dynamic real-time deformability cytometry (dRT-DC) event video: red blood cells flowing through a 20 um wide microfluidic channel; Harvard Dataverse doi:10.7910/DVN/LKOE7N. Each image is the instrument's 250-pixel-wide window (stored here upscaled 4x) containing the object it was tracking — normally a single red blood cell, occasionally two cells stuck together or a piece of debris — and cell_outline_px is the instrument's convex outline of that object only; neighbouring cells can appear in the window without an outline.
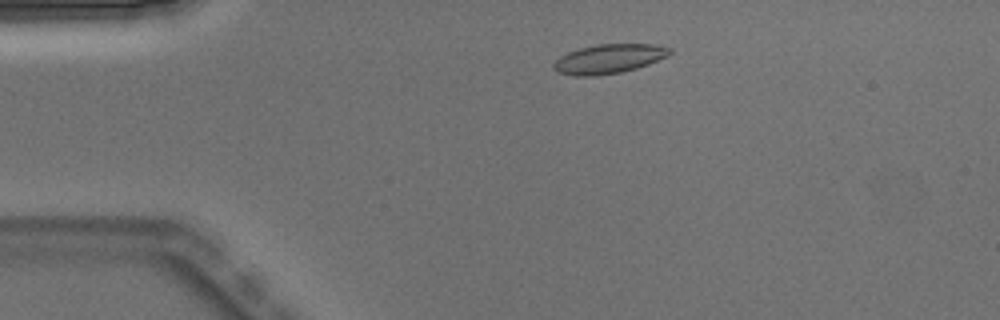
{"species": "Egyptian fruit bat (a non-hibernating species)", "species_latin": "Rousettus aegyptiacus", "temperature_condition": "warm", "stored_images_in_passage": 3, "camera_frame_rate_fps": 3000, "um_per_image_px": 0.085, "animal": {"sex": "male"}, "frame": {"image": 1, "passage_image": 2, "time_ms": 0.333, "image_size_px": [1000, 320], "cell_outline_px": [[672, 52], [668, 56], [648, 64], [636, 68], [620, 72], [596, 76], [576, 76], [556, 72], [552, 68], [552, 64], [560, 56], [568, 52], [580, 48], [596, 44], [652, 44], [672, 48]], "centroid_in_image_um": [51.73, 5.0], "position_along_channel_um": 33.3, "area_um2": 19.88}}